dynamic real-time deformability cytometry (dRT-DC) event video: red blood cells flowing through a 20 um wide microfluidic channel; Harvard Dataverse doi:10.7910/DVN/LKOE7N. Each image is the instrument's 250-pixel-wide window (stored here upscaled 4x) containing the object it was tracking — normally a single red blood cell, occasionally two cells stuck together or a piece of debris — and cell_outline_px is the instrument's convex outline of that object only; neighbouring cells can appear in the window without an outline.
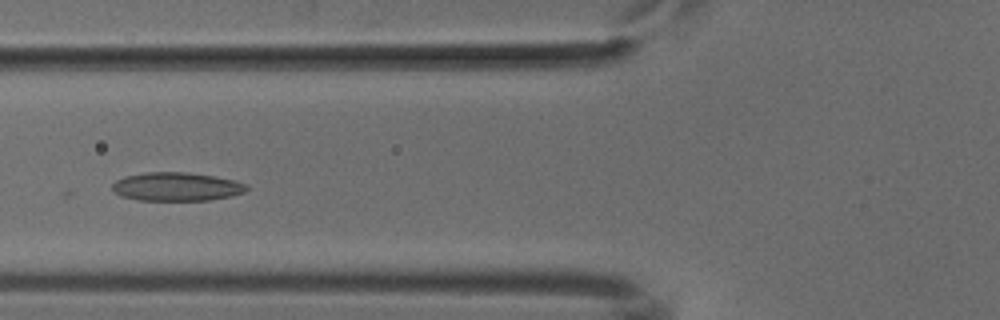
{"species": "common noctule bat (a hibernating species)", "species_latin": "Nyctalus noctula", "temperature_condition": "cold", "stored_images_in_passage": 45, "camera_frame_rate_fps": 3000, "um_per_image_px": 0.085, "animal": {"sex": "male", "body_mass_g": 18.8}, "frame": {"image": 1, "passage_image": 13, "time_ms": 4.0, "image_size_px": [1000, 320], "cell_outline_px": [[248, 188], [244, 192], [232, 196], [208, 200], [136, 200], [124, 196], [116, 192], [112, 188], [112, 184], [116, 180], [124, 176], [148, 172], [184, 172], [212, 176], [232, 180], [248, 184]], "centroid_in_image_um": [15.01, 15.87], "position_along_channel_um": 110.8, "area_um2": 22.14}}
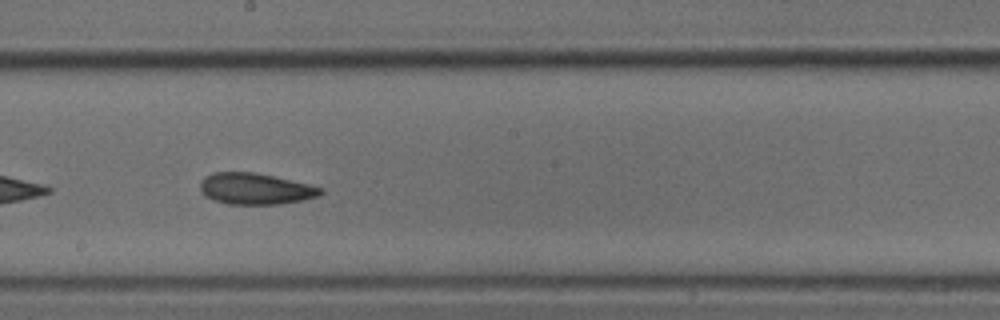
{"frame": {"image": 2, "passage_image": 22, "time_ms": 7.0, "image_size_px": [1000, 320], "cell_outline_px": [[324, 192], [316, 196], [300, 200], [280, 204], [228, 204], [204, 196], [200, 192], [200, 180], [204, 176], [212, 172], [252, 172], [272, 176], [308, 184], [324, 188]], "centroid_in_image_um": [21.65, 16.04], "position_along_channel_um": 226.6, "area_um2": 21.85}}
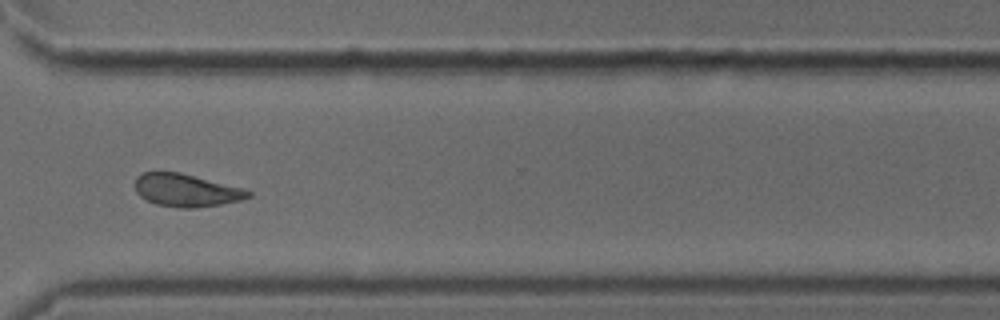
{"frame": {"image": 3, "passage_image": 32, "time_ms": 10.333, "image_size_px": [1000, 320], "cell_outline_px": [[252, 196], [240, 200], [220, 204], [196, 208], [180, 208], [156, 204], [140, 196], [136, 192], [136, 176], [144, 172], [180, 172], [240, 188], [252, 192]], "centroid_in_image_um": [15.8, 16.18], "position_along_channel_um": 354.8, "area_um2": 21.27}}